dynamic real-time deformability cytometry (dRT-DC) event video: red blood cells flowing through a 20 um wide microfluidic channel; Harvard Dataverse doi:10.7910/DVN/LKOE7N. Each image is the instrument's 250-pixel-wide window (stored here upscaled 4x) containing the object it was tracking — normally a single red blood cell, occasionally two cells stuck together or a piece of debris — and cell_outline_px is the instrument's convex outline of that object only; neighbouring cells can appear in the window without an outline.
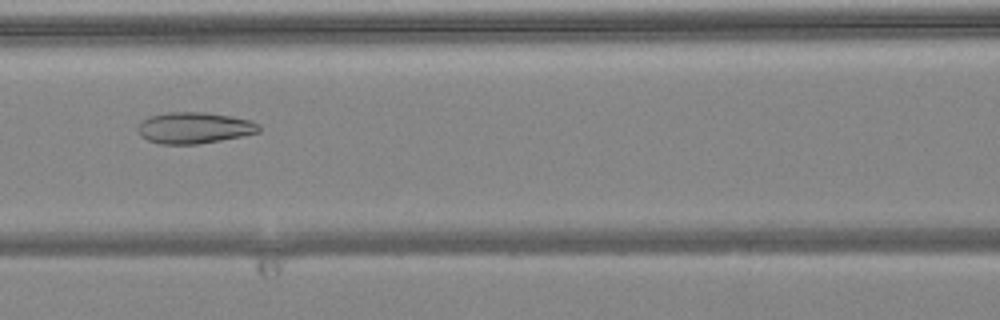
{"species": "common noctule bat (a hibernating species)", "species_latin": "Nyctalus noctula", "temperature_condition": "warm", "stored_images_in_passage": 8, "camera_frame_rate_fps": 3000, "um_per_image_px": 0.085, "animal": {"sex": "female", "body_mass_g": 24.6, "forearm_length_mm": 56.2}, "frame": {"image": 1, "passage_image": 6, "time_ms": 1.667, "image_size_px": [1000, 320], "cell_outline_px": [[260, 132], [244, 136], [196, 144], [160, 144], [148, 140], [140, 136], [136, 128], [140, 120], [148, 116], [168, 112], [204, 112], [232, 116], [252, 120], [260, 124]], "centroid_in_image_um": [16.5, 10.86], "position_along_channel_um": 150.1, "area_um2": 22.43}}
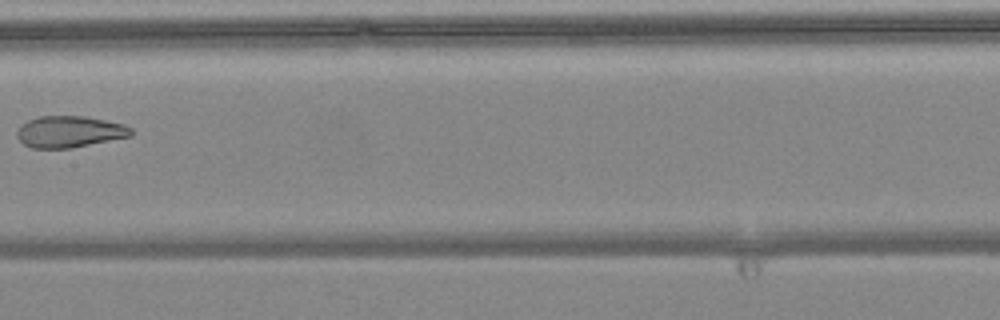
{"frame": {"image": 2, "passage_image": 7, "time_ms": 2.0, "image_size_px": [1000, 320], "cell_outline_px": [[132, 136], [72, 148], [32, 148], [24, 144], [16, 136], [16, 132], [28, 120], [40, 116], [84, 116], [124, 124], [132, 128]], "centroid_in_image_um": [5.93, 11.2], "position_along_channel_um": 201.5, "area_um2": 20.87}}
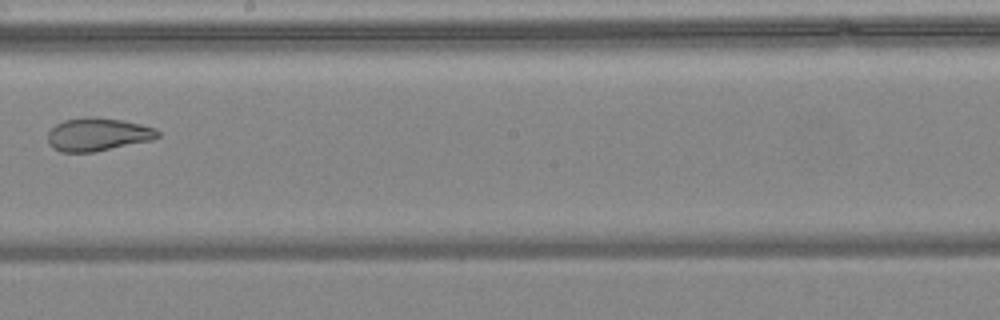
{"frame": {"image": 3, "passage_image": 8, "time_ms": 2.333, "image_size_px": [1000, 320], "cell_outline_px": [[160, 136], [152, 140], [96, 152], [60, 152], [52, 148], [48, 144], [48, 132], [56, 124], [64, 120], [84, 116], [92, 116], [120, 120], [140, 124], [156, 128], [160, 132]], "centroid_in_image_um": [8.3, 11.43], "position_along_channel_um": 239.9, "area_um2": 21.44}}